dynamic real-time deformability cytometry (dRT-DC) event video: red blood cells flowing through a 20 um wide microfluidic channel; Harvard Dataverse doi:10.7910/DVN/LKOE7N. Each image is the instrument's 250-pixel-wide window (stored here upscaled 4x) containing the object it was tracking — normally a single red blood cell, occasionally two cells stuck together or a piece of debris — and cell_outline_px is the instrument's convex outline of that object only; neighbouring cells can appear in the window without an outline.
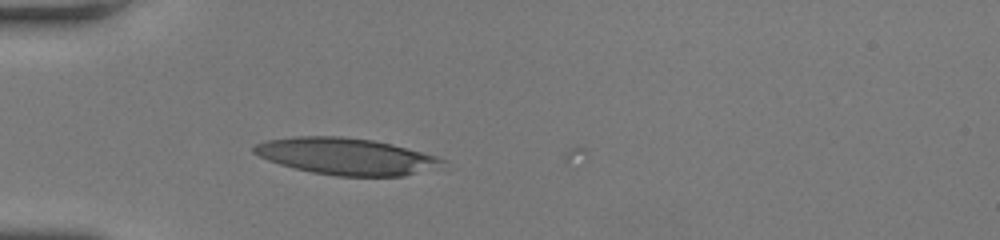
{"species": "human", "species_latin": "Homo sapiens", "temperature_condition": "room temperature", "stored_images_in_passage": 33, "camera_frame_rate_fps": 3000, "um_per_image_px": 0.085, "donor": {"sex": "female"}, "frame": {"image": 1, "passage_image": 1, "time_ms": 0.0, "image_size_px": [1000, 240], "cell_outline_px": [[448, 160], [404, 176], [336, 176], [312, 172], [280, 164], [268, 160], [252, 152], [252, 148], [256, 144], [268, 140], [292, 136], [340, 136], [372, 140], [392, 144], [436, 156]], "centroid_in_image_um": [29.31, 13.27], "position_along_channel_um": 55.7, "area_um2": 39.54}}
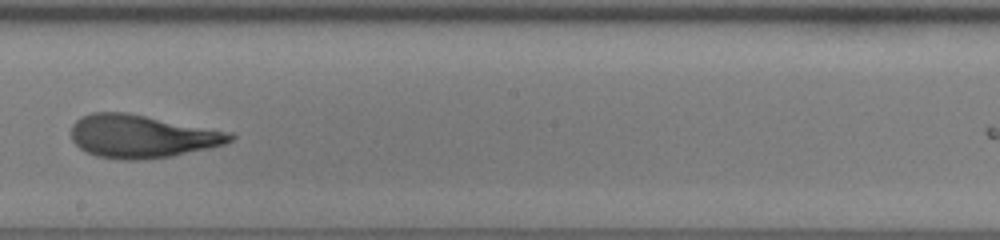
{"frame": {"image": 2, "passage_image": 15, "time_ms": 4.667, "image_size_px": [1000, 240], "cell_outline_px": [[236, 136], [232, 140], [224, 144], [208, 148], [172, 156], [136, 160], [120, 160], [96, 156], [80, 148], [72, 140], [72, 124], [80, 116], [92, 112], [128, 112], [232, 132]], "centroid_in_image_um": [12.05, 11.57], "position_along_channel_um": 236.1, "area_um2": 40.0}}
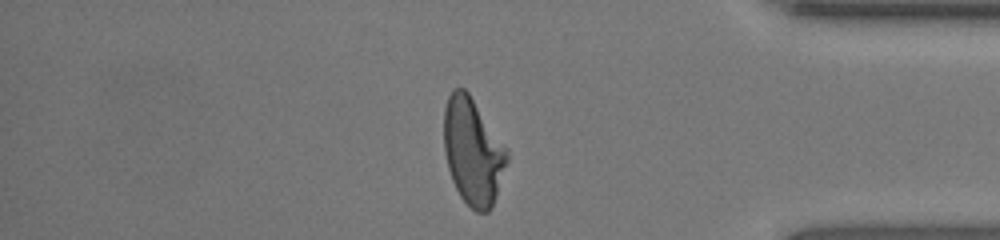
{"frame": {"image": 3, "passage_image": 28, "time_ms": 9.0, "image_size_px": [1000, 240], "cell_outline_px": [[508, 160], [492, 208], [488, 212], [476, 212], [460, 196], [452, 180], [448, 168], [444, 152], [444, 108], [448, 96], [452, 88], [464, 88], [468, 92], [508, 148]], "centroid_in_image_um": [40.19, 12.86], "position_along_channel_um": 395.0, "area_um2": 39.3}, "authors_computed_cell_mechanics": {"area_um2": 39.304, "velocity_mm_per_s": 4.1763, "shape_relaxation_time_tau1_ms": 4.6566, "shape_relaxation_time_tau2_ms": 1.5984, "deformation_change_tau1": 0.2208, "deformation_change_tau2": 0.0928}}